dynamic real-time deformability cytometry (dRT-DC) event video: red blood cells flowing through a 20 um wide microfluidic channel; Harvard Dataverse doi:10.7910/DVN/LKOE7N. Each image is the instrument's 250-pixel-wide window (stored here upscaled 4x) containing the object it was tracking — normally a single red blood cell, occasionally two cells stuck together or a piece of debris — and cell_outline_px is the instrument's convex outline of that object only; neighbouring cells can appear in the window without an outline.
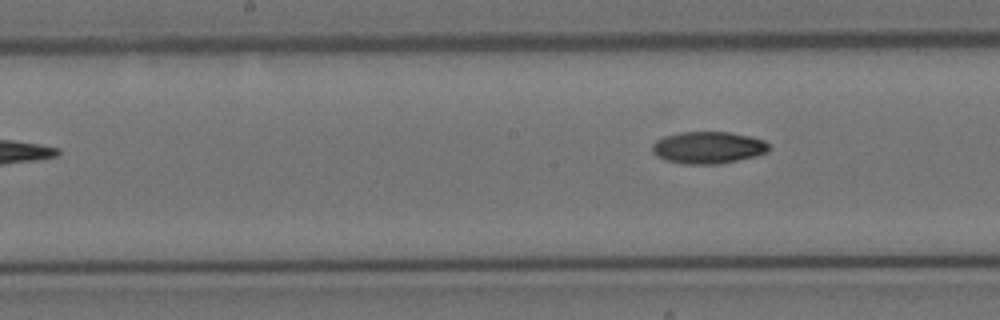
{"species": "Egyptian fruit bat (a non-hibernating species)", "species_latin": "Rousettus aegyptiacus", "temperature_condition": "cold", "stored_images_in_passage": 10, "camera_frame_rate_fps": 3000, "um_per_image_px": 0.085, "animal": {"sex": "female"}, "frame": {"image": 1, "passage_image": 10, "time_ms": 11.333, "image_size_px": [1000, 320], "cell_outline_px": [[768, 152], [720, 164], [680, 164], [664, 160], [656, 156], [652, 152], [652, 144], [656, 140], [664, 136], [680, 132], [728, 132], [748, 136], [764, 140], [768, 144]], "centroid_in_image_um": [60.12, 12.55], "position_along_channel_um": 188.1, "area_um2": 21.73}}